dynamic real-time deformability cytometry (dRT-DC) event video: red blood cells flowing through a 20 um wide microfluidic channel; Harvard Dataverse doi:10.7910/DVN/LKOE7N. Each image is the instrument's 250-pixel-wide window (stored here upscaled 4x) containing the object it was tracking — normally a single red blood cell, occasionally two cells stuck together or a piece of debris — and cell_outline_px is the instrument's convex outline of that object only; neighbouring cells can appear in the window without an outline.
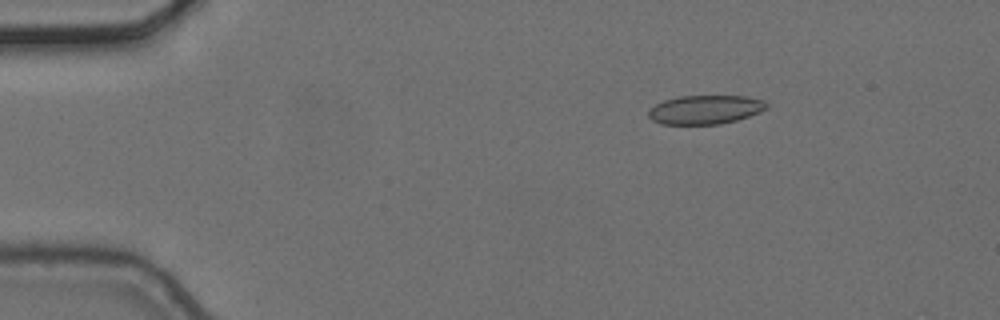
{"species": "common noctule bat (a hibernating species)", "species_latin": "Nyctalus noctula", "temperature_condition": "cold", "stored_images_in_passage": 5, "camera_frame_rate_fps": 3000, "um_per_image_px": 0.085, "animal": {"sex": "female", "body_mass_g": 24.6, "forearm_length_mm": 56.2}, "frame": {"image": 1, "passage_image": 3, "time_ms": 0.667, "image_size_px": [1000, 320], "cell_outline_px": [[768, 104], [760, 112], [736, 120], [720, 124], [660, 124], [652, 120], [648, 116], [648, 112], [656, 104], [664, 100], [680, 96], [744, 96], [764, 100]], "centroid_in_image_um": [59.93, 9.32], "position_along_channel_um": 25.1, "area_um2": 19.71}}